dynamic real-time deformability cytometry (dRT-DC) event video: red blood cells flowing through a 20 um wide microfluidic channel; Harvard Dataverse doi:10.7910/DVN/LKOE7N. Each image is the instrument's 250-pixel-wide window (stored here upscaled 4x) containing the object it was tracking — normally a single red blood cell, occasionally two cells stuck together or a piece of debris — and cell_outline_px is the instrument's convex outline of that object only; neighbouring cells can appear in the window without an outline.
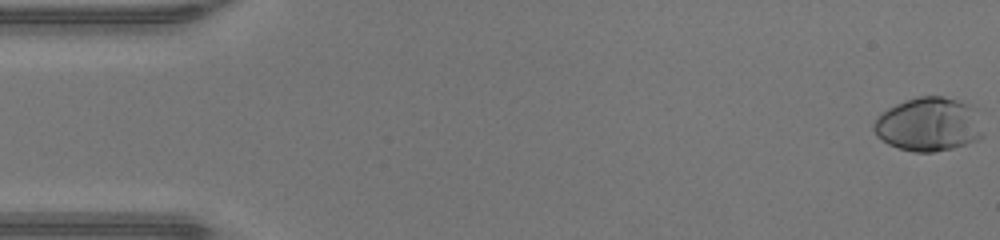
{"species": "human", "species_latin": "Homo sapiens", "temperature_condition": "warm", "stored_images_in_passage": 48, "camera_frame_rate_fps": 3000, "um_per_image_px": 0.085, "donor": {"sex": "male"}, "frame": {"image": 1, "passage_image": 1, "time_ms": 0.0, "image_size_px": [1000, 240], "cell_outline_px": [[984, 136], [980, 140], [952, 148], [932, 152], [912, 152], [888, 144], [876, 136], [872, 128], [872, 124], [880, 112], [904, 100], [916, 96], [944, 96], [968, 104], [976, 108], [984, 132]], "centroid_in_image_um": [78.94, 10.57], "position_along_channel_um": 6.1, "area_um2": 34.85}}
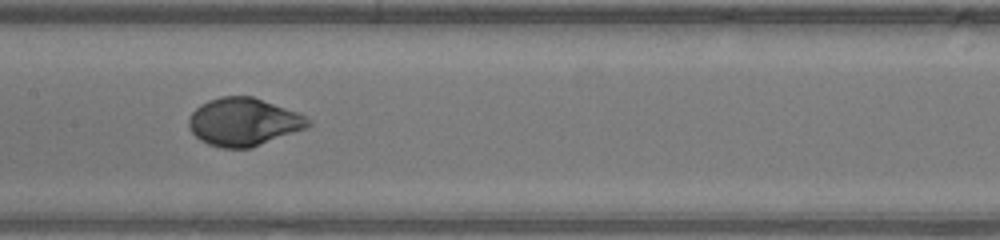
{"frame": {"image": 2, "passage_image": 24, "time_ms": 7.667, "image_size_px": [1000, 240], "cell_outline_px": [[312, 124], [304, 128], [252, 148], [220, 148], [208, 144], [200, 140], [192, 132], [188, 124], [188, 116], [200, 104], [208, 100], [220, 96], [252, 96], [296, 112], [312, 120]], "centroid_in_image_um": [20.66, 10.36], "position_along_channel_um": 186.7, "area_um2": 33.18}}
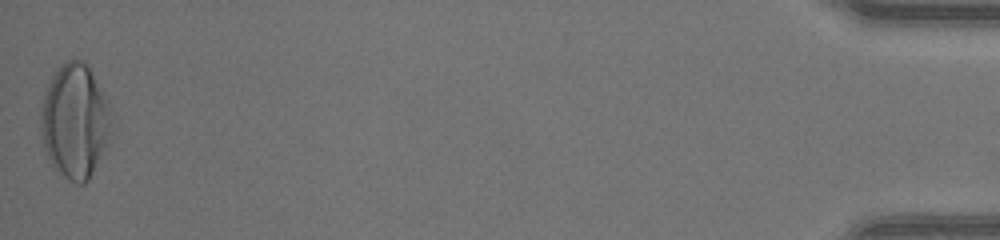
{"frame": {"image": 3, "passage_image": 48, "time_ms": 15.667, "image_size_px": [1000, 240], "cell_outline_px": [[108, 132], [104, 144], [88, 180], [84, 184], [76, 184], [64, 176], [52, 164], [44, 148], [40, 132], [40, 116], [44, 96], [52, 72], [68, 60], [84, 60], [88, 64], [108, 104]], "centroid_in_image_um": [6.29, 10.25], "position_along_channel_um": 428.9, "area_um2": 45.6}, "authors_computed_cell_mechanics": {"area_um2": 33.3217, "velocity_mm_per_s": 4.3451, "shape_relaxation_time_tau1_ms": 3.737, "shape_relaxation_time_tau2_ms": null, "deformation_change_tau1": 0.2429, "deformation_change_tau2": null}}